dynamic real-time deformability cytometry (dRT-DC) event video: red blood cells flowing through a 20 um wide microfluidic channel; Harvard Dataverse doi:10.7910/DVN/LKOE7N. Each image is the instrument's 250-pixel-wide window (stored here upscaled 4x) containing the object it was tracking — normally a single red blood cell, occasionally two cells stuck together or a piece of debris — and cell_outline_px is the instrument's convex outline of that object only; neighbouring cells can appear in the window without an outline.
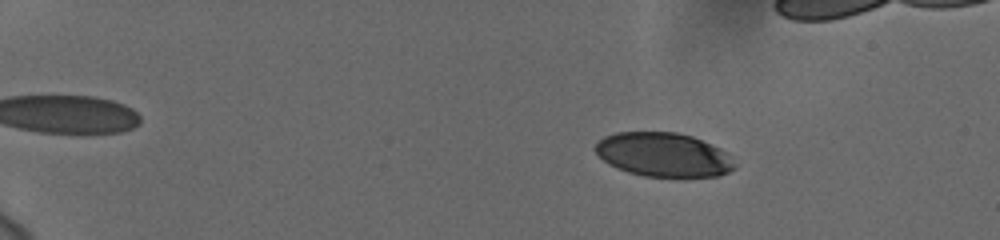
{"species": "human", "species_latin": "Homo sapiens", "temperature_condition": "cold", "stored_images_in_passage": 55, "camera_frame_rate_fps": 3000, "um_per_image_px": 0.085, "donor": {"sex": "female"}, "frame": {"image": 1, "passage_image": 11, "time_ms": 3.333, "image_size_px": [1000, 240], "cell_outline_px": [[736, 168], [720, 176], [644, 176], [628, 172], [608, 164], [596, 152], [596, 144], [604, 136], [616, 132], [676, 132], [692, 136], [720, 148], [724, 152]], "centroid_in_image_um": [56.37, 13.14], "position_along_channel_um": 28.6, "area_um2": 35.26}}
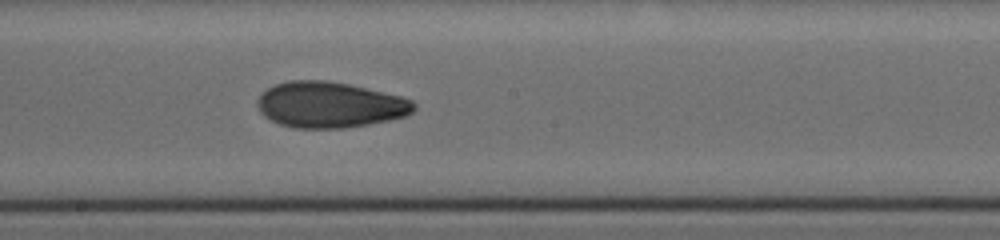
{"frame": {"image": 2, "passage_image": 36, "time_ms": 11.667, "image_size_px": [1000, 240], "cell_outline_px": [[416, 108], [412, 112], [404, 116], [388, 120], [368, 124], [344, 128], [296, 128], [280, 124], [264, 116], [260, 112], [256, 104], [256, 100], [268, 88], [276, 84], [288, 80], [328, 80], [348, 84], [400, 96], [412, 100], [416, 104]], "centroid_in_image_um": [28.01, 8.9], "position_along_channel_um": 220.2, "area_um2": 41.67}}
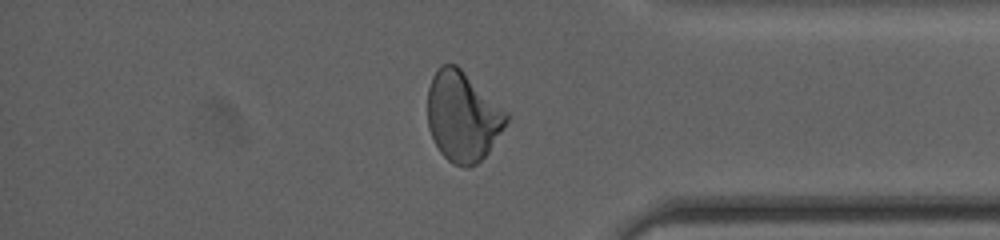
{"frame": {"image": 3, "passage_image": 51, "time_ms": 16.667, "image_size_px": [1000, 240], "cell_outline_px": [[508, 120], [488, 152], [476, 164], [468, 168], [464, 168], [452, 164], [440, 152], [428, 128], [428, 88], [432, 76], [440, 64], [456, 64], [508, 112]], "centroid_in_image_um": [39.31, 9.9], "position_along_channel_um": 395.9, "area_um2": 41.15}}